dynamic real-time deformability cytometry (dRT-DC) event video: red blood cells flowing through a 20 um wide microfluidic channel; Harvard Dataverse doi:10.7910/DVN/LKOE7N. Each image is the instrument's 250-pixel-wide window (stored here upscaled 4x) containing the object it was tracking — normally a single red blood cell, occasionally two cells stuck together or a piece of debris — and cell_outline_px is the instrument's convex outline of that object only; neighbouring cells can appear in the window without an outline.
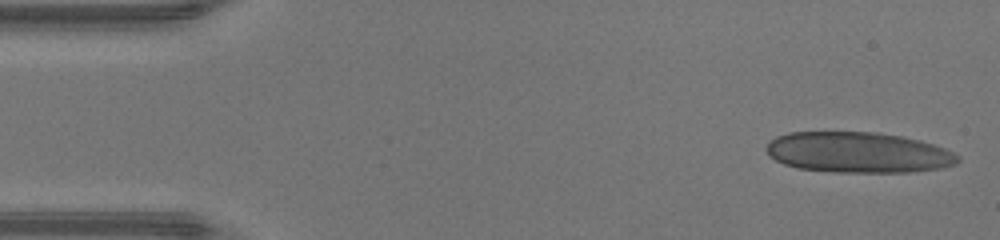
{"species": "human", "species_latin": "Homo sapiens", "temperature_condition": "warm", "stored_images_in_passage": 46, "camera_frame_rate_fps": 3000, "um_per_image_px": 0.085, "donor": {"sex": "male"}, "frame": {"image": 1, "passage_image": 1, "time_ms": 0.0, "image_size_px": [1000, 240], "cell_outline_px": [[960, 160], [956, 164], [940, 168], [908, 172], [832, 172], [796, 168], [784, 164], [776, 160], [768, 152], [768, 144], [776, 136], [788, 132], [880, 132], [920, 140], [944, 148], [960, 156]], "centroid_in_image_um": [72.96, 12.96], "position_along_channel_um": 12.0, "area_um2": 45.32}}
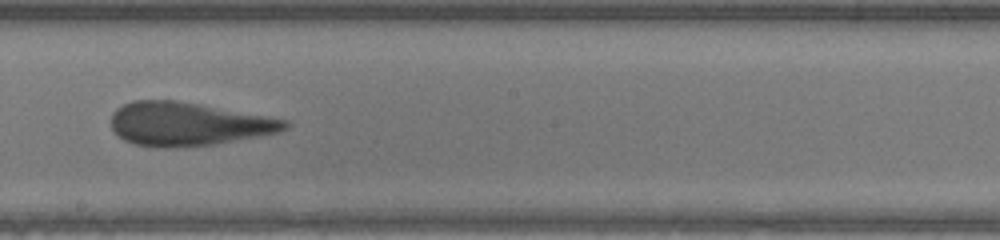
{"frame": {"image": 2, "passage_image": 25, "time_ms": 8.0, "image_size_px": [1000, 240], "cell_outline_px": [[292, 124], [288, 128], [280, 132], [212, 144], [136, 144], [124, 140], [112, 128], [112, 112], [116, 108], [132, 100], [172, 100], [200, 104], [288, 120]], "centroid_in_image_um": [16.02, 10.48], "position_along_channel_um": 232.2, "area_um2": 42.48}}
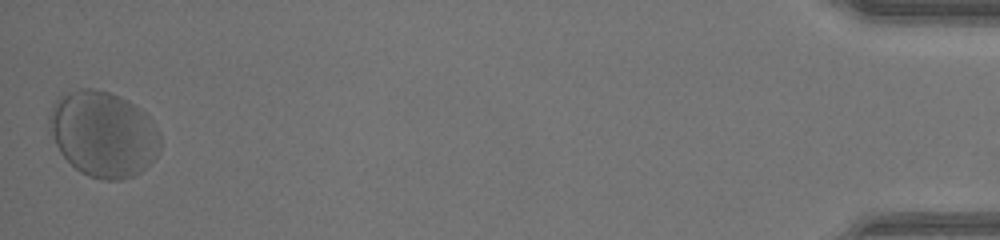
{"frame": {"image": 3, "passage_image": 46, "time_ms": 15.0, "image_size_px": [1000, 240], "cell_outline_px": [[160, 152], [140, 172], [124, 180], [100, 180], [88, 176], [80, 172], [60, 152], [48, 128], [48, 116], [52, 104], [60, 96], [68, 92], [80, 88], [92, 88], [108, 92], [120, 96], [128, 100], [140, 108], [152, 120], [160, 132]], "centroid_in_image_um": [8.77, 11.38], "position_along_channel_um": 426.4, "area_um2": 55.78}, "authors_computed_cell_mechanics": {"area_um2": 44.9395, "velocity_mm_per_s": 4.2419, "shape_relaxation_time_tau1_ms": 10.3206, "shape_relaxation_time_tau2_ms": null, "deformation_change_tau1": 0.2145, "deformation_change_tau2": null}}